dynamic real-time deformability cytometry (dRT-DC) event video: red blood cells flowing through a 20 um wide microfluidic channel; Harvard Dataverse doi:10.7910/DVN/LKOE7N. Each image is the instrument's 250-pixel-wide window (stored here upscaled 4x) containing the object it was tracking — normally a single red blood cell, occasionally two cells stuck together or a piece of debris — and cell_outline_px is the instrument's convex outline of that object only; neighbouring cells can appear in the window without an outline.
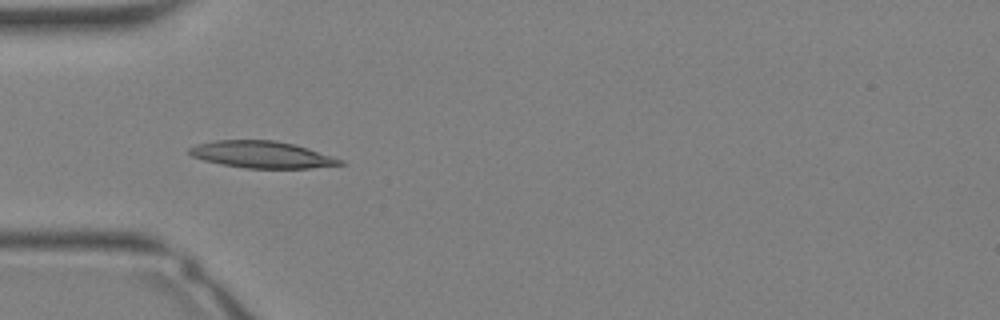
{"species": "Egyptian fruit bat (a non-hibernating species)", "species_latin": "Rousettus aegyptiacus", "temperature_condition": "warm", "stored_images_in_passage": 13, "camera_frame_rate_fps": 3000, "um_per_image_px": 0.085, "animal": {"sex": "female"}, "frame": {"image": 1, "passage_image": 11, "time_ms": 3.333, "image_size_px": [1000, 320], "cell_outline_px": [[344, 164], [312, 168], [244, 168], [220, 164], [204, 160], [192, 156], [188, 152], [188, 148], [196, 144], [212, 140], [276, 140], [296, 144], [344, 160]], "centroid_in_image_um": [22.24, 13.13], "position_along_channel_um": 62.8, "area_um2": 23.76}}
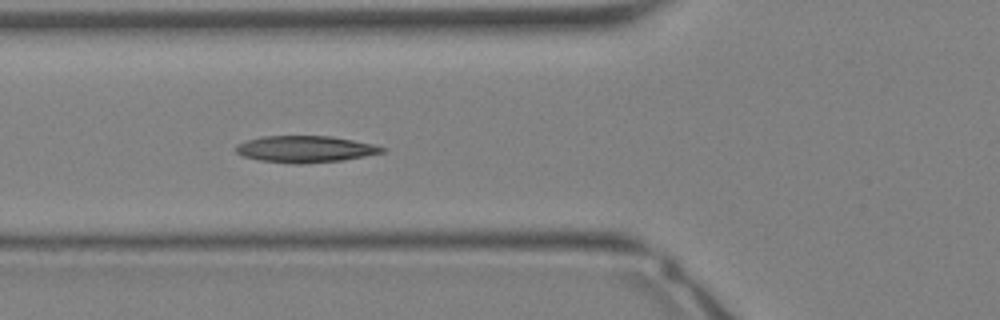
{"frame": {"image": 2, "passage_image": 13, "time_ms": 4.0, "image_size_px": [1000, 320], "cell_outline_px": [[388, 148], [384, 152], [344, 160], [300, 164], [292, 164], [260, 160], [244, 156], [236, 152], [236, 144], [248, 140], [264, 136], [332, 136], [376, 144]], "centroid_in_image_um": [26.0, 12.67], "position_along_channel_um": 99.8, "area_um2": 22.77}}